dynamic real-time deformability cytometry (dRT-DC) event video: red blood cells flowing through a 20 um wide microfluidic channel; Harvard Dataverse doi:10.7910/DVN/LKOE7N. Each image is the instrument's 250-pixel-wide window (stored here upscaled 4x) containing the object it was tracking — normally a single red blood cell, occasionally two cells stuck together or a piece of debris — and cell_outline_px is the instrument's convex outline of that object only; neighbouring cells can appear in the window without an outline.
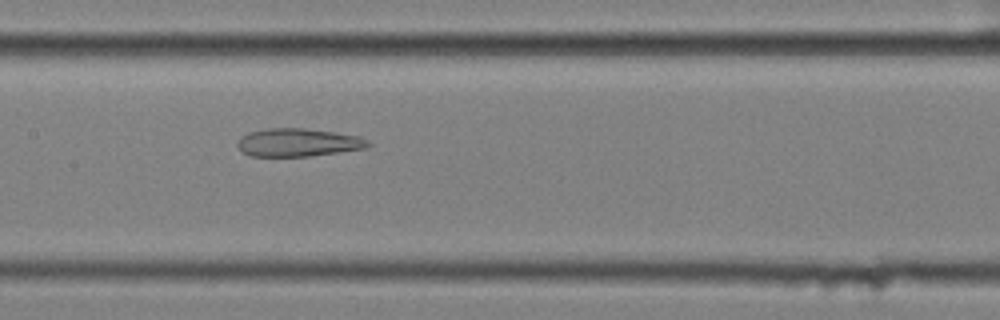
{"species": "common noctule bat (a hibernating species)", "species_latin": "Nyctalus noctula", "temperature_condition": "cold", "stored_images_in_passage": 57, "camera_frame_rate_fps": 3000, "um_per_image_px": 0.085, "animal": {"sex": "female", "body_mass_g": 25.1}, "frame": {"image": 1, "passage_image": 28, "time_ms": 9.0, "image_size_px": [1000, 320], "cell_outline_px": [[372, 144], [368, 148], [308, 156], [252, 156], [244, 152], [236, 144], [236, 140], [240, 136], [248, 132], [264, 128], [304, 128], [360, 136], [368, 140]], "centroid_in_image_um": [25.33, 12.1], "position_along_channel_um": 182.1, "area_um2": 21.44}}
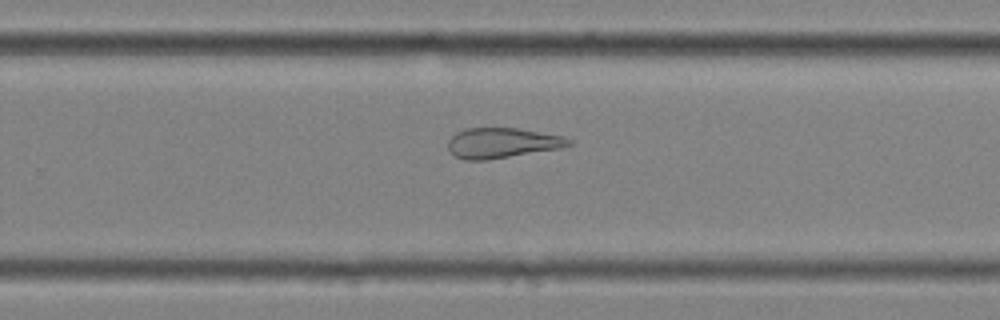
{"frame": {"image": 2, "passage_image": 37, "time_ms": 12.0, "image_size_px": [1000, 320], "cell_outline_px": [[572, 144], [564, 148], [488, 160], [464, 160], [456, 156], [448, 148], [448, 140], [456, 132], [468, 128], [516, 128], [564, 136], [572, 140]], "centroid_in_image_um": [42.72, 12.16], "position_along_channel_um": 287.1, "area_um2": 21.39}}
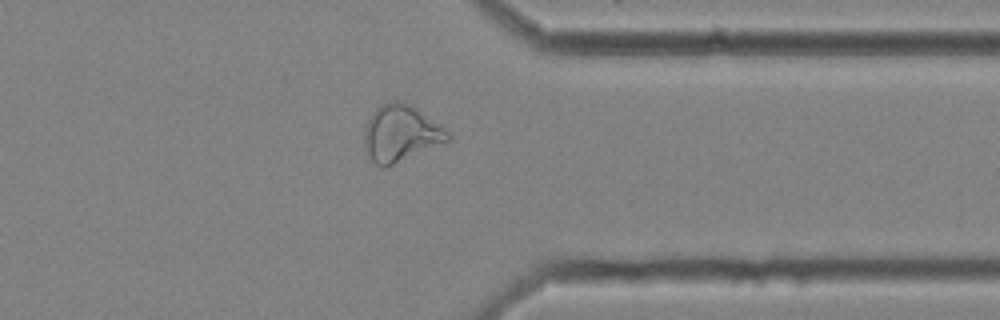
{"frame": {"image": 3, "passage_image": 45, "time_ms": 14.667, "image_size_px": [1000, 320], "cell_outline_px": [[452, 140], [392, 164], [376, 164], [372, 160], [364, 144], [364, 128], [372, 112], [376, 108], [384, 104], [396, 100], [400, 100], [416, 108], [440, 124], [452, 136]], "centroid_in_image_um": [34.09, 11.3], "position_along_channel_um": 377.3, "area_um2": 26.93}, "authors_computed_cell_mechanics": {"area_um2": 28.5532, "velocity_mm_per_s": 3.5109, "shape_relaxation_time_tau1_ms": null, "shape_relaxation_time_tau2_ms": 3.6806, "deformation_change_tau1": null, "deformation_change_tau2": 0.1424}}